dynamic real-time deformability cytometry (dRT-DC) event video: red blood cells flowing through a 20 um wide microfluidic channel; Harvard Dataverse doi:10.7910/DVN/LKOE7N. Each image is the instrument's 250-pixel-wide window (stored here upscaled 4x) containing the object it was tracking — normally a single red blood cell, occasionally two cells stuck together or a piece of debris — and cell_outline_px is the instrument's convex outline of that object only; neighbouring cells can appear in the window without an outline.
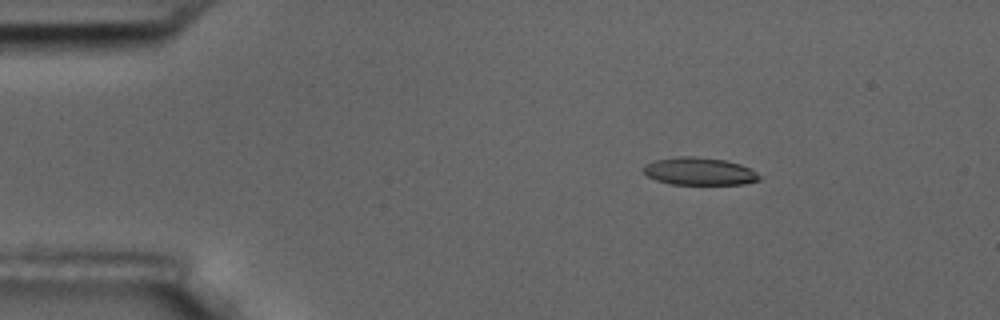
{"species": "common noctule bat (a hibernating species)", "species_latin": "Nyctalus noctula", "temperature_condition": "room temperature", "stored_images_in_passage": 4, "camera_frame_rate_fps": 3000, "um_per_image_px": 0.085, "animal": {"sex": "male", "body_mass_g": 17.5, "forearm_length_mm": 52.3}, "frame": {"image": 1, "passage_image": 2, "time_ms": 2.0, "image_size_px": [1000, 320], "cell_outline_px": [[760, 180], [744, 184], [672, 184], [656, 180], [648, 176], [644, 172], [644, 164], [656, 160], [676, 156], [696, 156], [724, 160], [740, 164], [756, 172], [760, 176]], "centroid_in_image_um": [59.44, 14.56], "position_along_channel_um": 25.6, "area_um2": 18.55}}